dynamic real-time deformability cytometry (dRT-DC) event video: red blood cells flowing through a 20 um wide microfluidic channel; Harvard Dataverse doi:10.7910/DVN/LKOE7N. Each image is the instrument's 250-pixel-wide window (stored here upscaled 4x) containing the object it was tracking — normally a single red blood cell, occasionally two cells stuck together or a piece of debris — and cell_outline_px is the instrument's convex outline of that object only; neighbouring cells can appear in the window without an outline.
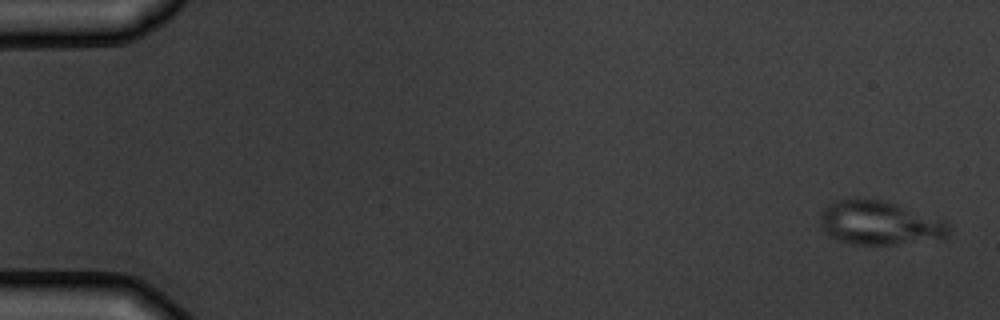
{"species": "common noctule bat (a hibernating species)", "species_latin": "Nyctalus noctula", "temperature_condition": "warm", "stored_images_in_passage": 5, "camera_frame_rate_fps": 3000, "um_per_image_px": 0.085, "animal": {"sex": "male", "body_mass_g": 19.5, "forearm_length_mm": 54.6}, "frame": {"image": 1, "passage_image": 1, "time_ms": 0.0, "image_size_px": [1000, 320], "cell_outline_px": [[948, 236], [944, 240], [896, 244], [852, 244], [828, 236], [820, 224], [820, 212], [824, 208], [840, 200], [884, 200], [944, 220], [948, 224]], "centroid_in_image_um": [74.8, 18.99], "position_along_channel_um": 10.2, "area_um2": 32.6}}